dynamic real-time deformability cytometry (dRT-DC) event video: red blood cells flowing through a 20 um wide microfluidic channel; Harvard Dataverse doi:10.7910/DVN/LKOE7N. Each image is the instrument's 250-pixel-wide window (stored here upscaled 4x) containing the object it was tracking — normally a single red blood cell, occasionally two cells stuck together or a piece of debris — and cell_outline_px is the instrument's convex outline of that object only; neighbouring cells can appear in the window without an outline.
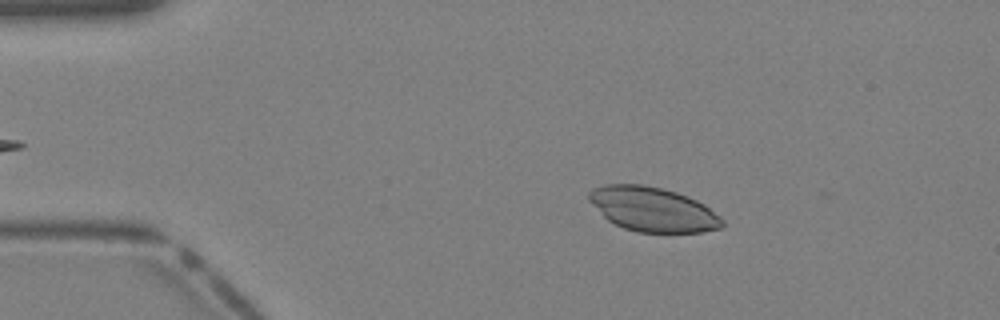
{"species": "Egyptian fruit bat (a non-hibernating species)", "species_latin": "Rousettus aegyptiacus", "temperature_condition": "warm", "stored_images_in_passage": 39, "camera_frame_rate_fps": 3000, "um_per_image_px": 0.085, "animal": {"sex": "female"}, "frame": {"image": 1, "passage_image": 7, "time_ms": 2.0, "image_size_px": [1000, 320], "cell_outline_px": [[724, 224], [720, 228], [704, 232], [636, 232], [624, 228], [608, 220], [588, 200], [588, 192], [592, 188], [604, 184], [644, 184], [676, 192], [688, 196], [704, 204], [720, 216], [724, 220]], "centroid_in_image_um": [55.48, 17.78], "position_along_channel_um": 29.5, "area_um2": 34.51}}